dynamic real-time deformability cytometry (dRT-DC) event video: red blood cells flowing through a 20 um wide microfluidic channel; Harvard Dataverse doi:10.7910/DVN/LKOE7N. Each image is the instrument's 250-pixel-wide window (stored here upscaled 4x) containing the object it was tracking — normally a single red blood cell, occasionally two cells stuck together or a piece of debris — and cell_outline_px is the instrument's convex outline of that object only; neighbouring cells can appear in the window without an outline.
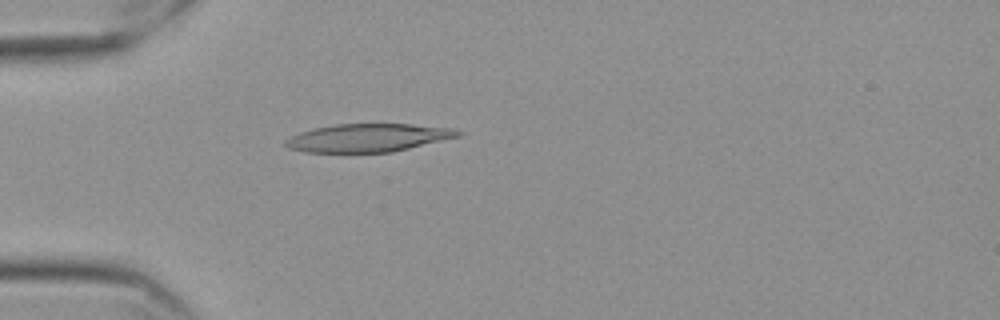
{"species": "Egyptian fruit bat (a non-hibernating species)", "species_latin": "Rousettus aegyptiacus", "temperature_condition": "cold", "stored_images_in_passage": 38, "camera_frame_rate_fps": 3000, "um_per_image_px": 0.085, "frame": {"image": 1, "passage_image": 1, "time_ms": 0.0, "image_size_px": [1000, 320], "cell_outline_px": [[464, 132], [460, 136], [392, 152], [304, 152], [288, 148], [284, 144], [284, 140], [300, 132], [332, 124], [412, 124], [456, 128]], "centroid_in_image_um": [31.31, 11.7], "position_along_channel_um": 53.7, "area_um2": 28.26}}
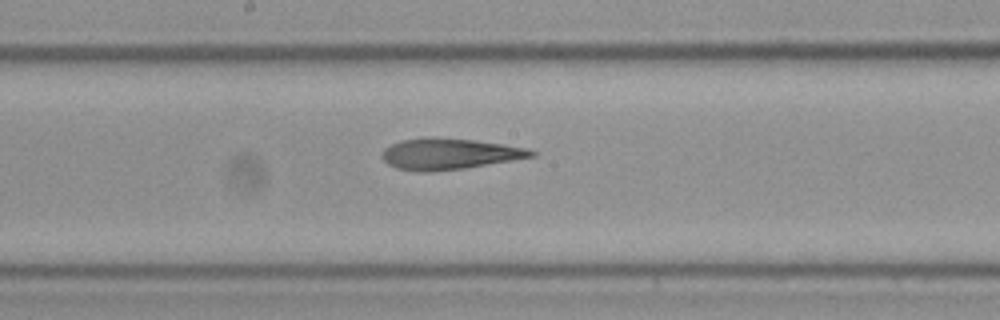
{"frame": {"image": 2, "passage_image": 15, "time_ms": 4.667, "image_size_px": [1000, 320], "cell_outline_px": [[536, 156], [464, 168], [428, 172], [420, 172], [396, 168], [388, 164], [380, 156], [380, 152], [384, 148], [400, 140], [432, 136], [476, 140], [504, 144], [528, 148], [536, 152]], "centroid_in_image_um": [38.15, 13.07], "position_along_channel_um": 210.0, "area_um2": 27.28}}
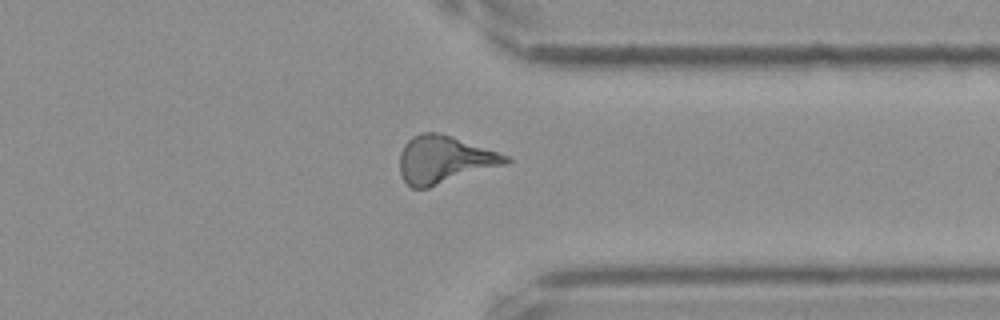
{"frame": {"image": 3, "passage_image": 29, "time_ms": 9.333, "image_size_px": [1000, 320], "cell_outline_px": [[512, 160], [508, 164], [428, 188], [412, 188], [404, 180], [400, 172], [400, 152], [404, 144], [412, 136], [420, 132], [440, 132], [508, 156]], "centroid_in_image_um": [37.75, 13.57], "position_along_channel_um": 373.6, "area_um2": 29.36}, "authors_computed_cell_mechanics": {"area_um2": 27.0504, "velocity_mm_per_s": 3.5516, "shape_relaxation_time_tau1_ms": null, "shape_relaxation_time_tau2_ms": 5.0066, "deformation_change_tau1": null, "deformation_change_tau2": 0.1726}}